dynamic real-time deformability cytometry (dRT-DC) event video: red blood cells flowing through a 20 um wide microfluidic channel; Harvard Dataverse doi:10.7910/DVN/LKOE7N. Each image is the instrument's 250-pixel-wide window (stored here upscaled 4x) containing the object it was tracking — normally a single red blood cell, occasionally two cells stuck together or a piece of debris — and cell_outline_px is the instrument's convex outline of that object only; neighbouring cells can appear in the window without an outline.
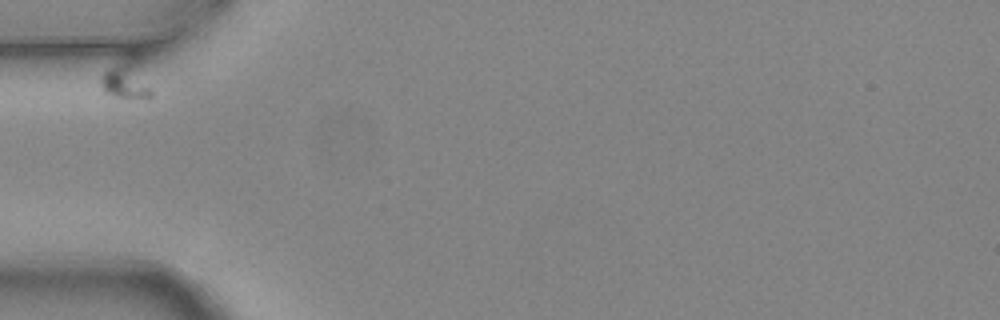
{"species": "common noctule bat (a hibernating species)", "species_latin": "Nyctalus noctula", "temperature_condition": "warm", "stored_images_in_passage": 4, "camera_frame_rate_fps": 3000, "um_per_image_px": 0.085, "animal": {"sex": "female", "body_mass_g": 24.6, "forearm_length_mm": 56.2}, "frame": {"image": 1, "passage_image": 1, "time_ms": 0.0, "image_size_px": [1000, 320], "cell_outline_px": [[152, 96], [112, 96], [104, 92], [100, 84], [100, 76], [128, 48], [140, 48], [144, 52], [152, 92]], "centroid_in_image_um": [10.85, 6.43], "position_along_channel_um": 74.2, "area_um2": 13.41}}
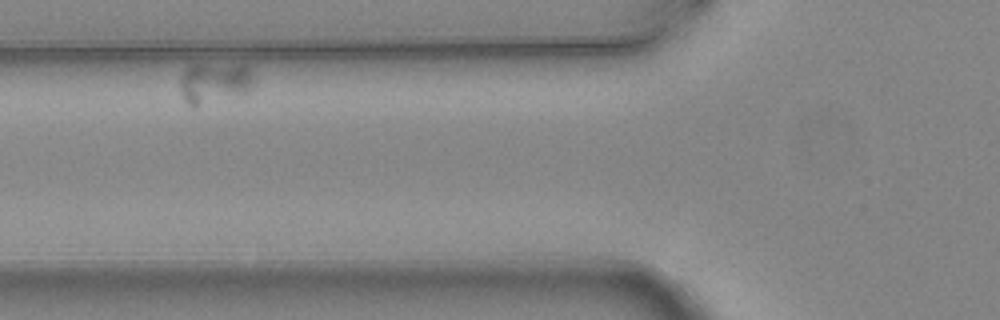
{"frame": {"image": 2, "passage_image": 2, "time_ms": 0.333, "image_size_px": [1000, 320], "cell_outline_px": [[252, 84], [244, 92], [192, 108], [188, 104], [180, 88], [180, 76], [192, 64], [244, 64], [252, 72]], "centroid_in_image_um": [18.18, 7.01], "position_along_channel_um": 107.6, "area_um2": 17.22}}
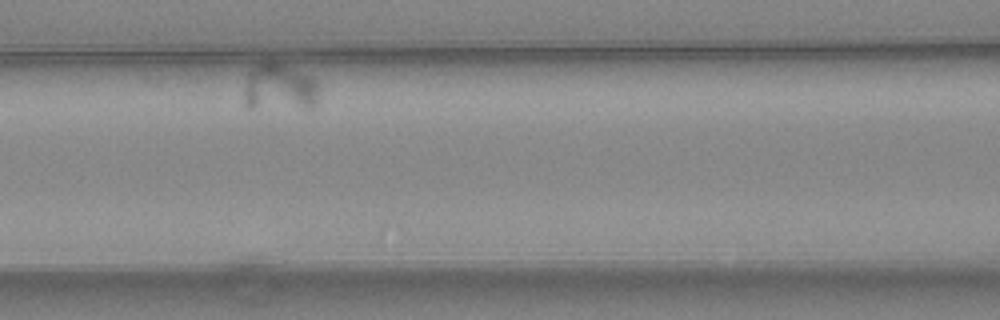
{"frame": {"image": 3, "passage_image": 3, "time_ms": 0.667, "image_size_px": [1000, 320], "cell_outline_px": [[320, 88], [316, 100], [312, 108], [244, 104], [244, 88], [248, 72], [252, 68], [268, 60], [272, 60], [312, 76], [316, 80]], "centroid_in_image_um": [23.79, 7.36], "position_along_channel_um": 142.8, "area_um2": 20.0}}